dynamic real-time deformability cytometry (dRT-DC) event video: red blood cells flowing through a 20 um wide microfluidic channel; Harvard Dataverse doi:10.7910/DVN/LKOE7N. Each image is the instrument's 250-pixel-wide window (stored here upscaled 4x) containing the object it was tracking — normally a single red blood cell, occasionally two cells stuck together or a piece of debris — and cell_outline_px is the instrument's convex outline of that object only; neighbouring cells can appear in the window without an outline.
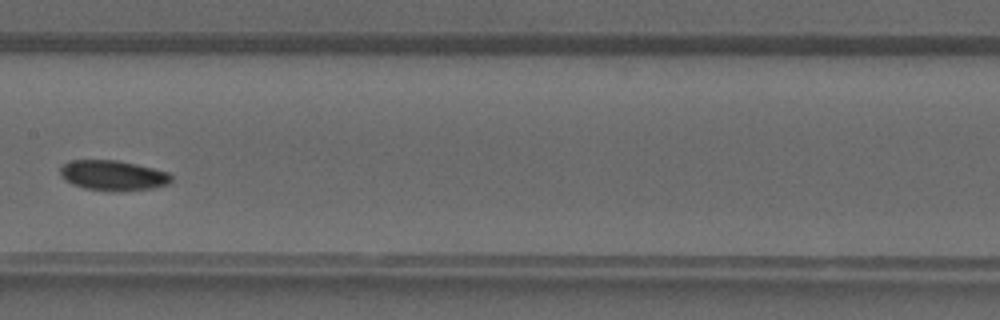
{"species": "common noctule bat (a hibernating species)", "species_latin": "Nyctalus noctula", "temperature_condition": "warm", "stored_images_in_passage": 39, "camera_frame_rate_fps": 3000, "um_per_image_px": 0.085, "animal": {"sex": "male", "forearm_length_mm": 52.5}, "frame": {"image": 1, "passage_image": 19, "time_ms": 6.0, "image_size_px": [1000, 320], "cell_outline_px": [[172, 180], [168, 184], [152, 188], [112, 192], [84, 188], [72, 184], [60, 176], [60, 168], [64, 164], [72, 160], [116, 160], [136, 164], [168, 172], [172, 176]], "centroid_in_image_um": [9.6, 14.92], "position_along_channel_um": 197.8, "area_um2": 19.54}}
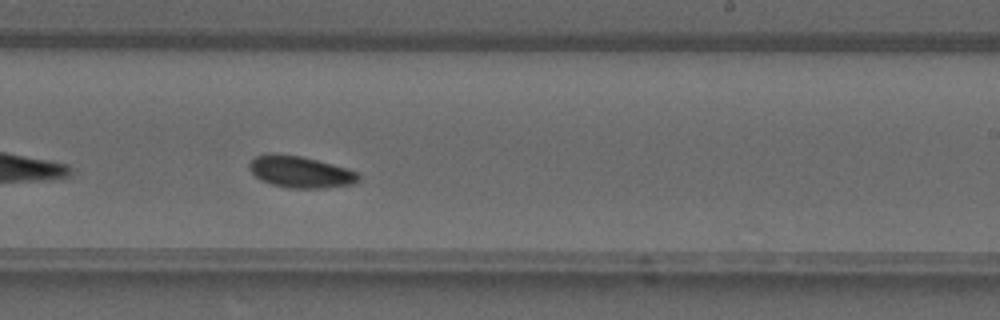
{"frame": {"image": 2, "passage_image": 23, "time_ms": 7.333, "image_size_px": [1000, 320], "cell_outline_px": [[360, 180], [352, 184], [324, 188], [288, 188], [272, 184], [260, 180], [252, 172], [248, 164], [256, 156], [300, 156], [348, 168], [356, 172], [360, 176]], "centroid_in_image_um": [25.6, 14.66], "position_along_channel_um": 263.4, "area_um2": 19.48}}
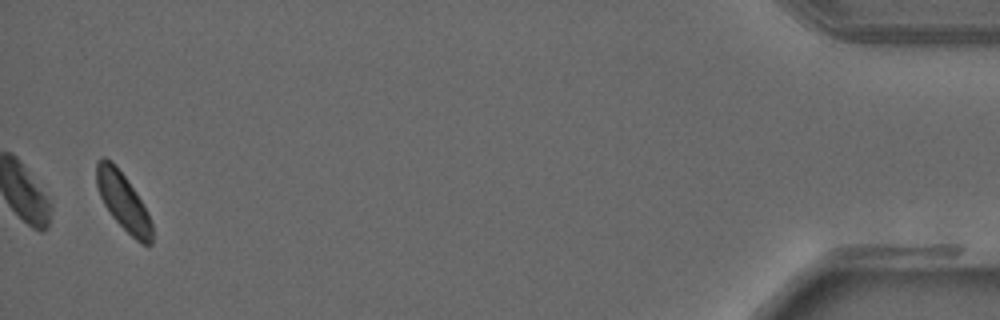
{"frame": {"image": 3, "passage_image": 38, "time_ms": 12.333, "image_size_px": [1000, 320], "cell_outline_px": [[152, 244], [140, 244], [112, 216], [104, 204], [100, 196], [96, 184], [96, 160], [104, 156], [112, 160], [116, 164], [136, 192], [152, 224]], "centroid_in_image_um": [10.43, 17.07], "position_along_channel_um": 424.8, "area_um2": 18.38}}